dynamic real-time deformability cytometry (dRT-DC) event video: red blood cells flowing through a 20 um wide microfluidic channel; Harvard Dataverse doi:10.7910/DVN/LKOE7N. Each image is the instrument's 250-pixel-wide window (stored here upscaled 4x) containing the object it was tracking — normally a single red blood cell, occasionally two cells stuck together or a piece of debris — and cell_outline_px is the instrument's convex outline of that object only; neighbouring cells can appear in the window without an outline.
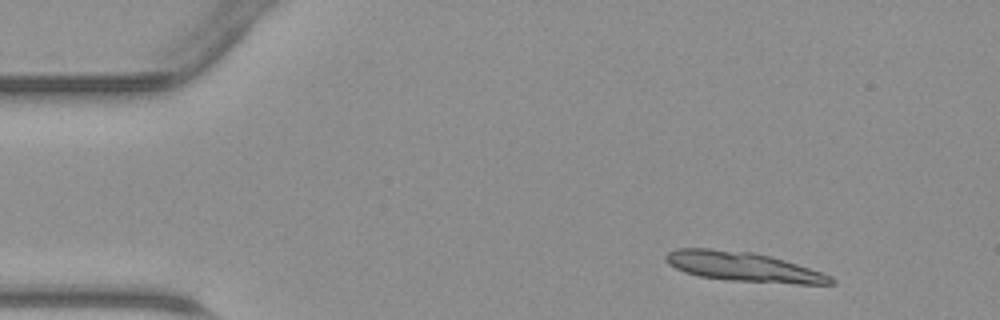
{"species": "common noctule bat (a hibernating species)", "species_latin": "Nyctalus noctula", "temperature_condition": "warm", "stored_images_in_passage": 45, "segment_of_instrument_passage": [1, 2], "camera_frame_rate_fps": 3000, "um_per_image_px": 0.085, "animal": {"sex": "male", "body_mass_g": 23.1, "forearm_length_mm": 52.7}, "frame": {"image": 1, "passage_image": 4, "time_ms": 1.0, "image_size_px": [1000, 320], "cell_outline_px": [[836, 284], [796, 284], [728, 280], [700, 276], [684, 272], [668, 264], [664, 260], [664, 256], [668, 252], [676, 248], [708, 248], [752, 252], [784, 260], [820, 272], [836, 280]], "centroid_in_image_um": [63.12, 22.68], "position_along_channel_um": 21.9, "area_um2": 28.21}}